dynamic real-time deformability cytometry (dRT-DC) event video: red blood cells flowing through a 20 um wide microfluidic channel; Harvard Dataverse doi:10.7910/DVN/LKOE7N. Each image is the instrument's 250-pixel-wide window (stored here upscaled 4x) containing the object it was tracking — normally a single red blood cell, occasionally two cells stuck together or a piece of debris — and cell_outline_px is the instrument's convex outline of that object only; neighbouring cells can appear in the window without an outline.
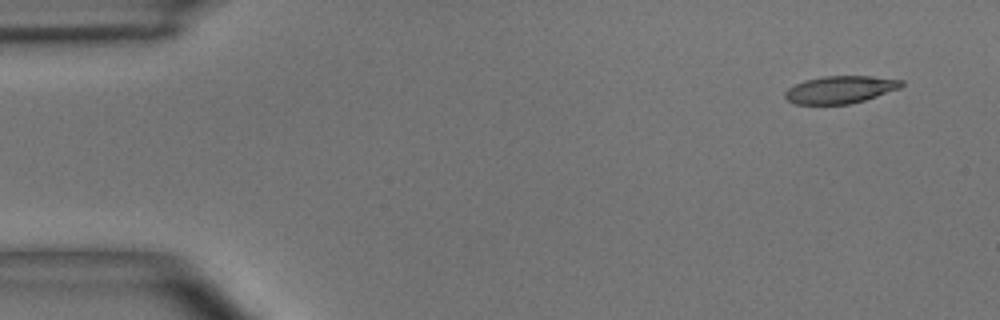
{"species": "common noctule bat (a hibernating species)", "species_latin": "Nyctalus noctula", "temperature_condition": "room temperature", "stored_images_in_passage": 4, "camera_frame_rate_fps": 3000, "um_per_image_px": 0.085, "animal": {"sex": "male", "body_mass_g": 15.6}, "frame": {"image": 1, "passage_image": 1, "time_ms": 0.0, "image_size_px": [1000, 320], "cell_outline_px": [[904, 84], [900, 88], [864, 100], [848, 104], [796, 104], [788, 100], [784, 96], [784, 92], [788, 88], [804, 80], [824, 76], [872, 76], [904, 80]], "centroid_in_image_um": [71.42, 7.61], "position_along_channel_um": 13.6, "area_um2": 18.55}}
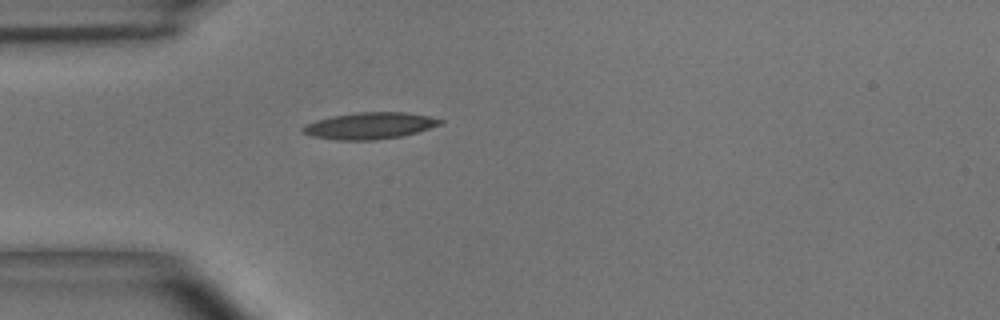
{"frame": {"image": 2, "passage_image": 4, "time_ms": 3.667, "image_size_px": [1000, 320], "cell_outline_px": [[444, 120], [440, 124], [404, 136], [376, 140], [336, 140], [312, 136], [300, 132], [300, 128], [304, 124], [316, 120], [332, 116], [356, 112], [404, 112], [428, 116]], "centroid_in_image_um": [31.36, 10.69], "position_along_channel_um": 53.6, "area_um2": 21.39}}